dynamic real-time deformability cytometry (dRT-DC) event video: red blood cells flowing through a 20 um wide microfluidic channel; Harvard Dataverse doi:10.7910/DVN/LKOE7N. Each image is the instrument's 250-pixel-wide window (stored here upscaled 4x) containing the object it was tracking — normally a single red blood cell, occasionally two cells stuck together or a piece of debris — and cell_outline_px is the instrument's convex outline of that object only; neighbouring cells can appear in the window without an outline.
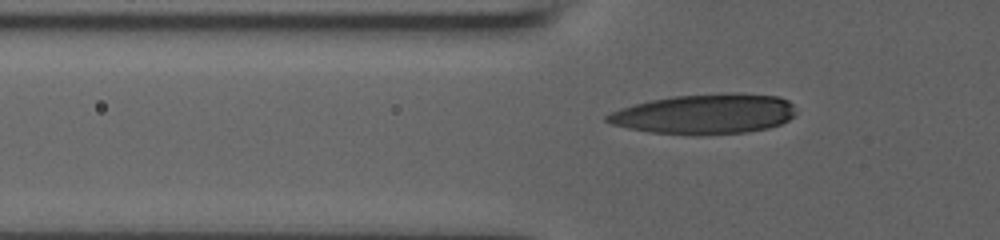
{"species": "human", "species_latin": "Homo sapiens", "temperature_condition": "room temperature", "stored_images_in_passage": 41, "camera_frame_rate_fps": 3000, "um_per_image_px": 0.085, "donor": {"sex": "male"}, "frame": {"image": 1, "passage_image": 5, "time_ms": 1.333, "image_size_px": [1000, 240], "cell_outline_px": [[796, 112], [788, 120], [780, 124], [768, 128], [748, 132], [700, 136], [696, 136], [648, 132], [628, 128], [612, 124], [604, 120], [604, 116], [620, 108], [652, 100], [676, 96], [780, 96], [788, 100], [792, 104]], "centroid_in_image_um": [59.85, 9.76], "position_along_channel_um": 65.9, "area_um2": 42.89}}
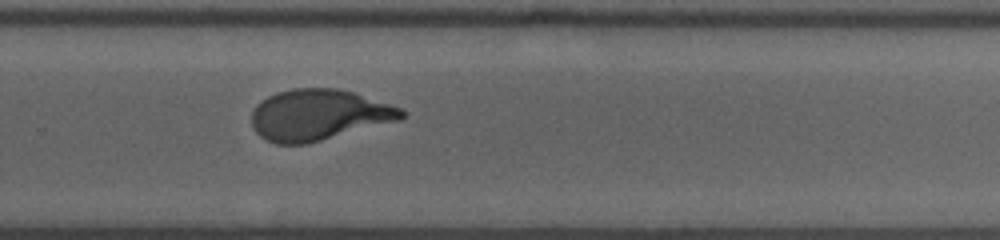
{"frame": {"image": 2, "passage_image": 24, "time_ms": 7.667, "image_size_px": [1000, 240], "cell_outline_px": [[404, 116], [400, 120], [308, 144], [276, 144], [260, 136], [256, 132], [252, 124], [252, 112], [256, 104], [268, 96], [276, 92], [292, 88], [340, 88], [400, 108], [404, 112]], "centroid_in_image_um": [27.05, 9.77], "position_along_channel_um": 302.7, "area_um2": 44.39}}
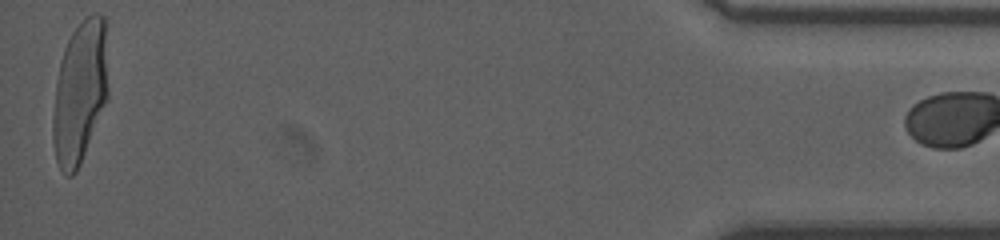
{"frame": {"image": 3, "passage_image": 40, "time_ms": 13.0, "image_size_px": [1000, 240], "cell_outline_px": [[108, 96], [80, 164], [76, 172], [72, 176], [68, 176], [60, 168], [56, 160], [52, 140], [52, 120], [56, 80], [60, 60], [64, 48], [72, 32], [88, 16], [96, 12], [104, 16], [108, 88]], "centroid_in_image_um": [6.77, 7.85], "position_along_channel_um": 428.4, "area_um2": 45.6}}